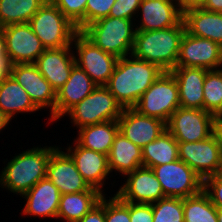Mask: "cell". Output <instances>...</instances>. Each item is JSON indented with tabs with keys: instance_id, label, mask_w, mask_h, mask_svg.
Listing matches in <instances>:
<instances>
[{
	"instance_id": "1",
	"label": "cell",
	"mask_w": 222,
	"mask_h": 222,
	"mask_svg": "<svg viewBox=\"0 0 222 222\" xmlns=\"http://www.w3.org/2000/svg\"><path fill=\"white\" fill-rule=\"evenodd\" d=\"M162 72L157 65L131 54L118 59L105 86L123 108H133Z\"/></svg>"
},
{
	"instance_id": "2",
	"label": "cell",
	"mask_w": 222,
	"mask_h": 222,
	"mask_svg": "<svg viewBox=\"0 0 222 222\" xmlns=\"http://www.w3.org/2000/svg\"><path fill=\"white\" fill-rule=\"evenodd\" d=\"M185 31L183 20L177 26L167 29L136 30L131 54L157 65L163 71H171L176 67Z\"/></svg>"
},
{
	"instance_id": "3",
	"label": "cell",
	"mask_w": 222,
	"mask_h": 222,
	"mask_svg": "<svg viewBox=\"0 0 222 222\" xmlns=\"http://www.w3.org/2000/svg\"><path fill=\"white\" fill-rule=\"evenodd\" d=\"M56 147H35L15 156L0 174V185L23 195L47 177L49 157Z\"/></svg>"
},
{
	"instance_id": "4",
	"label": "cell",
	"mask_w": 222,
	"mask_h": 222,
	"mask_svg": "<svg viewBox=\"0 0 222 222\" xmlns=\"http://www.w3.org/2000/svg\"><path fill=\"white\" fill-rule=\"evenodd\" d=\"M81 32L103 51L118 58L132 53L136 30L131 19L104 17Z\"/></svg>"
},
{
	"instance_id": "5",
	"label": "cell",
	"mask_w": 222,
	"mask_h": 222,
	"mask_svg": "<svg viewBox=\"0 0 222 222\" xmlns=\"http://www.w3.org/2000/svg\"><path fill=\"white\" fill-rule=\"evenodd\" d=\"M28 23L45 49L72 46L78 32L76 26L51 0H47Z\"/></svg>"
},
{
	"instance_id": "6",
	"label": "cell",
	"mask_w": 222,
	"mask_h": 222,
	"mask_svg": "<svg viewBox=\"0 0 222 222\" xmlns=\"http://www.w3.org/2000/svg\"><path fill=\"white\" fill-rule=\"evenodd\" d=\"M180 107L179 89L171 71H163L133 107L140 114L167 123Z\"/></svg>"
},
{
	"instance_id": "7",
	"label": "cell",
	"mask_w": 222,
	"mask_h": 222,
	"mask_svg": "<svg viewBox=\"0 0 222 222\" xmlns=\"http://www.w3.org/2000/svg\"><path fill=\"white\" fill-rule=\"evenodd\" d=\"M123 107L105 85L97 86L81 102L72 107L67 115L78 128L106 121L118 120Z\"/></svg>"
},
{
	"instance_id": "8",
	"label": "cell",
	"mask_w": 222,
	"mask_h": 222,
	"mask_svg": "<svg viewBox=\"0 0 222 222\" xmlns=\"http://www.w3.org/2000/svg\"><path fill=\"white\" fill-rule=\"evenodd\" d=\"M179 159L203 180L222 172V131L216 130L207 139L178 142Z\"/></svg>"
},
{
	"instance_id": "9",
	"label": "cell",
	"mask_w": 222,
	"mask_h": 222,
	"mask_svg": "<svg viewBox=\"0 0 222 222\" xmlns=\"http://www.w3.org/2000/svg\"><path fill=\"white\" fill-rule=\"evenodd\" d=\"M168 132L178 142L207 139L216 130V118L203 109L179 107L166 123Z\"/></svg>"
},
{
	"instance_id": "10",
	"label": "cell",
	"mask_w": 222,
	"mask_h": 222,
	"mask_svg": "<svg viewBox=\"0 0 222 222\" xmlns=\"http://www.w3.org/2000/svg\"><path fill=\"white\" fill-rule=\"evenodd\" d=\"M165 197H191L203 190V179L180 159L152 168Z\"/></svg>"
},
{
	"instance_id": "11",
	"label": "cell",
	"mask_w": 222,
	"mask_h": 222,
	"mask_svg": "<svg viewBox=\"0 0 222 222\" xmlns=\"http://www.w3.org/2000/svg\"><path fill=\"white\" fill-rule=\"evenodd\" d=\"M72 42L78 53L74 55L75 64L83 69L98 86L106 85L119 58L103 51L81 31L75 34Z\"/></svg>"
},
{
	"instance_id": "12",
	"label": "cell",
	"mask_w": 222,
	"mask_h": 222,
	"mask_svg": "<svg viewBox=\"0 0 222 222\" xmlns=\"http://www.w3.org/2000/svg\"><path fill=\"white\" fill-rule=\"evenodd\" d=\"M6 45L10 65L35 63L45 51L40 39L34 34L29 23L11 24L0 28Z\"/></svg>"
},
{
	"instance_id": "13",
	"label": "cell",
	"mask_w": 222,
	"mask_h": 222,
	"mask_svg": "<svg viewBox=\"0 0 222 222\" xmlns=\"http://www.w3.org/2000/svg\"><path fill=\"white\" fill-rule=\"evenodd\" d=\"M221 65L222 47L219 44L206 38L190 35L185 31L181 40L176 67L212 70L218 69Z\"/></svg>"
},
{
	"instance_id": "14",
	"label": "cell",
	"mask_w": 222,
	"mask_h": 222,
	"mask_svg": "<svg viewBox=\"0 0 222 222\" xmlns=\"http://www.w3.org/2000/svg\"><path fill=\"white\" fill-rule=\"evenodd\" d=\"M10 75L29 94L38 109L50 107L51 122L55 121L56 91L34 63L10 65Z\"/></svg>"
},
{
	"instance_id": "15",
	"label": "cell",
	"mask_w": 222,
	"mask_h": 222,
	"mask_svg": "<svg viewBox=\"0 0 222 222\" xmlns=\"http://www.w3.org/2000/svg\"><path fill=\"white\" fill-rule=\"evenodd\" d=\"M47 177L58 188L61 195L82 191H99L91 187L77 170L71 157L57 147L50 155Z\"/></svg>"
},
{
	"instance_id": "16",
	"label": "cell",
	"mask_w": 222,
	"mask_h": 222,
	"mask_svg": "<svg viewBox=\"0 0 222 222\" xmlns=\"http://www.w3.org/2000/svg\"><path fill=\"white\" fill-rule=\"evenodd\" d=\"M116 195L124 202L153 204L165 198L160 182L151 168L140 167L128 173Z\"/></svg>"
},
{
	"instance_id": "17",
	"label": "cell",
	"mask_w": 222,
	"mask_h": 222,
	"mask_svg": "<svg viewBox=\"0 0 222 222\" xmlns=\"http://www.w3.org/2000/svg\"><path fill=\"white\" fill-rule=\"evenodd\" d=\"M118 124L119 132L141 149L167 130L164 121L142 115L134 108H124Z\"/></svg>"
},
{
	"instance_id": "18",
	"label": "cell",
	"mask_w": 222,
	"mask_h": 222,
	"mask_svg": "<svg viewBox=\"0 0 222 222\" xmlns=\"http://www.w3.org/2000/svg\"><path fill=\"white\" fill-rule=\"evenodd\" d=\"M72 47L45 49L34 63L56 92L67 82L75 65Z\"/></svg>"
},
{
	"instance_id": "19",
	"label": "cell",
	"mask_w": 222,
	"mask_h": 222,
	"mask_svg": "<svg viewBox=\"0 0 222 222\" xmlns=\"http://www.w3.org/2000/svg\"><path fill=\"white\" fill-rule=\"evenodd\" d=\"M74 142L75 148L69 146L66 153L74 161L77 170L88 184L103 192L101 188H103L104 180L110 174L108 155L86 149L76 141Z\"/></svg>"
},
{
	"instance_id": "20",
	"label": "cell",
	"mask_w": 222,
	"mask_h": 222,
	"mask_svg": "<svg viewBox=\"0 0 222 222\" xmlns=\"http://www.w3.org/2000/svg\"><path fill=\"white\" fill-rule=\"evenodd\" d=\"M98 85L76 64L67 82L56 92L55 120L88 96Z\"/></svg>"
},
{
	"instance_id": "21",
	"label": "cell",
	"mask_w": 222,
	"mask_h": 222,
	"mask_svg": "<svg viewBox=\"0 0 222 222\" xmlns=\"http://www.w3.org/2000/svg\"><path fill=\"white\" fill-rule=\"evenodd\" d=\"M141 23L135 30L152 31L177 26L183 20V13L172 0H141Z\"/></svg>"
},
{
	"instance_id": "22",
	"label": "cell",
	"mask_w": 222,
	"mask_h": 222,
	"mask_svg": "<svg viewBox=\"0 0 222 222\" xmlns=\"http://www.w3.org/2000/svg\"><path fill=\"white\" fill-rule=\"evenodd\" d=\"M23 196L27 201L24 215L57 218L61 193L48 177L41 179Z\"/></svg>"
},
{
	"instance_id": "23",
	"label": "cell",
	"mask_w": 222,
	"mask_h": 222,
	"mask_svg": "<svg viewBox=\"0 0 222 222\" xmlns=\"http://www.w3.org/2000/svg\"><path fill=\"white\" fill-rule=\"evenodd\" d=\"M207 69L175 67L171 70L178 85L180 107L203 109V85Z\"/></svg>"
},
{
	"instance_id": "24",
	"label": "cell",
	"mask_w": 222,
	"mask_h": 222,
	"mask_svg": "<svg viewBox=\"0 0 222 222\" xmlns=\"http://www.w3.org/2000/svg\"><path fill=\"white\" fill-rule=\"evenodd\" d=\"M183 22L190 35L212 40L222 47V13L194 8L183 13Z\"/></svg>"
},
{
	"instance_id": "25",
	"label": "cell",
	"mask_w": 222,
	"mask_h": 222,
	"mask_svg": "<svg viewBox=\"0 0 222 222\" xmlns=\"http://www.w3.org/2000/svg\"><path fill=\"white\" fill-rule=\"evenodd\" d=\"M110 173L112 170L127 175L142 167V150L118 132L108 154Z\"/></svg>"
},
{
	"instance_id": "26",
	"label": "cell",
	"mask_w": 222,
	"mask_h": 222,
	"mask_svg": "<svg viewBox=\"0 0 222 222\" xmlns=\"http://www.w3.org/2000/svg\"><path fill=\"white\" fill-rule=\"evenodd\" d=\"M118 132V120L87 125L79 128L76 142L86 149L108 155Z\"/></svg>"
},
{
	"instance_id": "27",
	"label": "cell",
	"mask_w": 222,
	"mask_h": 222,
	"mask_svg": "<svg viewBox=\"0 0 222 222\" xmlns=\"http://www.w3.org/2000/svg\"><path fill=\"white\" fill-rule=\"evenodd\" d=\"M0 110L10 119L22 112H35L39 109L29 94L9 74L0 85Z\"/></svg>"
},
{
	"instance_id": "28",
	"label": "cell",
	"mask_w": 222,
	"mask_h": 222,
	"mask_svg": "<svg viewBox=\"0 0 222 222\" xmlns=\"http://www.w3.org/2000/svg\"><path fill=\"white\" fill-rule=\"evenodd\" d=\"M103 195L100 191L63 194L60 197L57 218H63L67 222H78L99 203Z\"/></svg>"
},
{
	"instance_id": "29",
	"label": "cell",
	"mask_w": 222,
	"mask_h": 222,
	"mask_svg": "<svg viewBox=\"0 0 222 222\" xmlns=\"http://www.w3.org/2000/svg\"><path fill=\"white\" fill-rule=\"evenodd\" d=\"M141 150L142 166L151 169L179 159L178 141L168 130L164 131L156 140H153Z\"/></svg>"
},
{
	"instance_id": "30",
	"label": "cell",
	"mask_w": 222,
	"mask_h": 222,
	"mask_svg": "<svg viewBox=\"0 0 222 222\" xmlns=\"http://www.w3.org/2000/svg\"><path fill=\"white\" fill-rule=\"evenodd\" d=\"M47 0H0V28L28 23Z\"/></svg>"
},
{
	"instance_id": "31",
	"label": "cell",
	"mask_w": 222,
	"mask_h": 222,
	"mask_svg": "<svg viewBox=\"0 0 222 222\" xmlns=\"http://www.w3.org/2000/svg\"><path fill=\"white\" fill-rule=\"evenodd\" d=\"M184 222H218L217 207L202 190L183 199Z\"/></svg>"
},
{
	"instance_id": "32",
	"label": "cell",
	"mask_w": 222,
	"mask_h": 222,
	"mask_svg": "<svg viewBox=\"0 0 222 222\" xmlns=\"http://www.w3.org/2000/svg\"><path fill=\"white\" fill-rule=\"evenodd\" d=\"M203 110L216 117L222 111V70H208L203 85Z\"/></svg>"
},
{
	"instance_id": "33",
	"label": "cell",
	"mask_w": 222,
	"mask_h": 222,
	"mask_svg": "<svg viewBox=\"0 0 222 222\" xmlns=\"http://www.w3.org/2000/svg\"><path fill=\"white\" fill-rule=\"evenodd\" d=\"M153 222H184L183 199L165 197L152 204Z\"/></svg>"
},
{
	"instance_id": "34",
	"label": "cell",
	"mask_w": 222,
	"mask_h": 222,
	"mask_svg": "<svg viewBox=\"0 0 222 222\" xmlns=\"http://www.w3.org/2000/svg\"><path fill=\"white\" fill-rule=\"evenodd\" d=\"M51 2L76 26L78 31L85 28L87 0H51Z\"/></svg>"
},
{
	"instance_id": "35",
	"label": "cell",
	"mask_w": 222,
	"mask_h": 222,
	"mask_svg": "<svg viewBox=\"0 0 222 222\" xmlns=\"http://www.w3.org/2000/svg\"><path fill=\"white\" fill-rule=\"evenodd\" d=\"M105 222H130V202L122 201L116 194L105 199Z\"/></svg>"
},
{
	"instance_id": "36",
	"label": "cell",
	"mask_w": 222,
	"mask_h": 222,
	"mask_svg": "<svg viewBox=\"0 0 222 222\" xmlns=\"http://www.w3.org/2000/svg\"><path fill=\"white\" fill-rule=\"evenodd\" d=\"M116 0H87L85 27L101 18L108 17Z\"/></svg>"
},
{
	"instance_id": "37",
	"label": "cell",
	"mask_w": 222,
	"mask_h": 222,
	"mask_svg": "<svg viewBox=\"0 0 222 222\" xmlns=\"http://www.w3.org/2000/svg\"><path fill=\"white\" fill-rule=\"evenodd\" d=\"M203 191L217 208H222V172L205 178Z\"/></svg>"
},
{
	"instance_id": "38",
	"label": "cell",
	"mask_w": 222,
	"mask_h": 222,
	"mask_svg": "<svg viewBox=\"0 0 222 222\" xmlns=\"http://www.w3.org/2000/svg\"><path fill=\"white\" fill-rule=\"evenodd\" d=\"M141 0H116L109 16L133 20V15L138 11Z\"/></svg>"
},
{
	"instance_id": "39",
	"label": "cell",
	"mask_w": 222,
	"mask_h": 222,
	"mask_svg": "<svg viewBox=\"0 0 222 222\" xmlns=\"http://www.w3.org/2000/svg\"><path fill=\"white\" fill-rule=\"evenodd\" d=\"M130 222H153L152 204L130 202Z\"/></svg>"
},
{
	"instance_id": "40",
	"label": "cell",
	"mask_w": 222,
	"mask_h": 222,
	"mask_svg": "<svg viewBox=\"0 0 222 222\" xmlns=\"http://www.w3.org/2000/svg\"><path fill=\"white\" fill-rule=\"evenodd\" d=\"M105 196L78 222H105Z\"/></svg>"
},
{
	"instance_id": "41",
	"label": "cell",
	"mask_w": 222,
	"mask_h": 222,
	"mask_svg": "<svg viewBox=\"0 0 222 222\" xmlns=\"http://www.w3.org/2000/svg\"><path fill=\"white\" fill-rule=\"evenodd\" d=\"M177 8L184 13L187 10L201 8L205 0H172Z\"/></svg>"
},
{
	"instance_id": "42",
	"label": "cell",
	"mask_w": 222,
	"mask_h": 222,
	"mask_svg": "<svg viewBox=\"0 0 222 222\" xmlns=\"http://www.w3.org/2000/svg\"><path fill=\"white\" fill-rule=\"evenodd\" d=\"M201 8L211 12L222 13V0H205Z\"/></svg>"
},
{
	"instance_id": "43",
	"label": "cell",
	"mask_w": 222,
	"mask_h": 222,
	"mask_svg": "<svg viewBox=\"0 0 222 222\" xmlns=\"http://www.w3.org/2000/svg\"><path fill=\"white\" fill-rule=\"evenodd\" d=\"M10 74V64L7 56H0V85L3 80Z\"/></svg>"
},
{
	"instance_id": "44",
	"label": "cell",
	"mask_w": 222,
	"mask_h": 222,
	"mask_svg": "<svg viewBox=\"0 0 222 222\" xmlns=\"http://www.w3.org/2000/svg\"><path fill=\"white\" fill-rule=\"evenodd\" d=\"M0 56H7L3 32L0 30Z\"/></svg>"
},
{
	"instance_id": "45",
	"label": "cell",
	"mask_w": 222,
	"mask_h": 222,
	"mask_svg": "<svg viewBox=\"0 0 222 222\" xmlns=\"http://www.w3.org/2000/svg\"><path fill=\"white\" fill-rule=\"evenodd\" d=\"M10 118H8L1 110H0V130H2L3 128H5L9 122H10Z\"/></svg>"
},
{
	"instance_id": "46",
	"label": "cell",
	"mask_w": 222,
	"mask_h": 222,
	"mask_svg": "<svg viewBox=\"0 0 222 222\" xmlns=\"http://www.w3.org/2000/svg\"><path fill=\"white\" fill-rule=\"evenodd\" d=\"M215 118H216V128L222 131V111Z\"/></svg>"
},
{
	"instance_id": "47",
	"label": "cell",
	"mask_w": 222,
	"mask_h": 222,
	"mask_svg": "<svg viewBox=\"0 0 222 222\" xmlns=\"http://www.w3.org/2000/svg\"><path fill=\"white\" fill-rule=\"evenodd\" d=\"M217 220L222 222V208H217Z\"/></svg>"
}]
</instances>
